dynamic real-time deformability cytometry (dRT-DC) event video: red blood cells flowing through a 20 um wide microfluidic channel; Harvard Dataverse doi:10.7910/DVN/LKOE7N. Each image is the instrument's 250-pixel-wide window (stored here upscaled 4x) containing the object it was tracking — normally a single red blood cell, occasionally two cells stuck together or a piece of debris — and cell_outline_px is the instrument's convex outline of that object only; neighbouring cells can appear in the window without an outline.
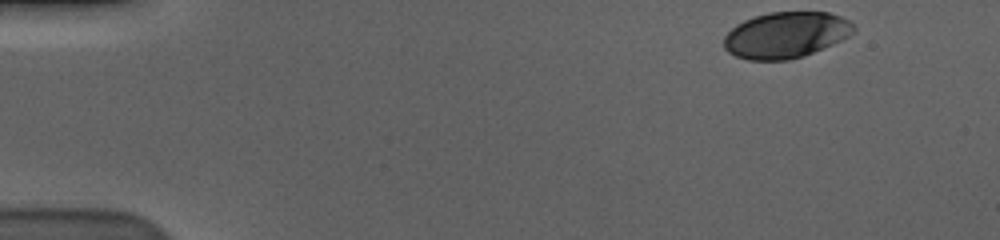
{"species": "human", "species_latin": "Homo sapiens", "temperature_condition": "cold", "stored_images_in_passage": 53, "camera_frame_rate_fps": 3000, "um_per_image_px": 0.085, "donor": {"sex": "male"}, "frame": {"image": 1, "passage_image": 1, "time_ms": 0.0, "image_size_px": [1000, 240], "cell_outline_px": [[856, 28], [848, 36], [832, 44], [804, 56], [788, 60], [748, 60], [736, 56], [728, 52], [724, 48], [724, 36], [736, 24], [744, 20], [768, 12], [828, 12], [840, 16], [848, 20]], "centroid_in_image_um": [66.77, 2.97], "position_along_channel_um": 18.2, "area_um2": 34.74}}
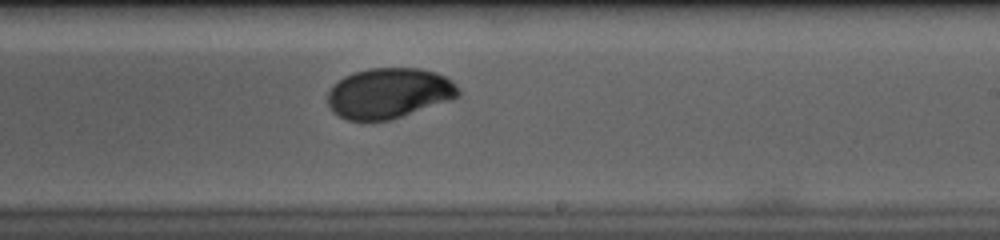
{"frame": {"image": 2, "passage_image": 31, "time_ms": 10.0, "image_size_px": [1000, 240], "cell_outline_px": [[460, 96], [452, 100], [388, 120], [348, 120], [332, 112], [328, 104], [328, 92], [332, 84], [344, 76], [356, 72], [372, 68], [420, 68], [444, 76], [452, 80], [460, 88]], "centroid_in_image_um": [33.07, 7.91], "position_along_channel_um": 255.9, "area_um2": 38.32}}
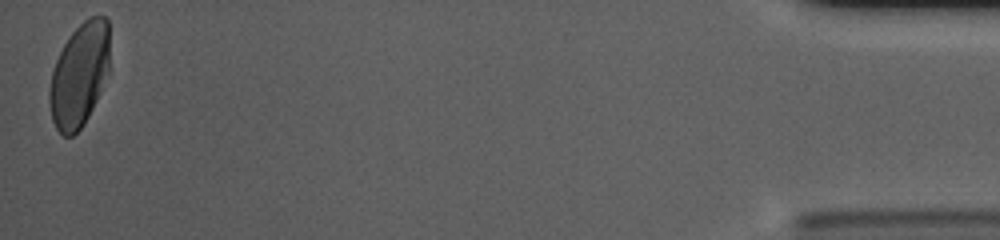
{"frame": {"image": 3, "passage_image": 53, "time_ms": 17.333, "image_size_px": [1000, 240], "cell_outline_px": [[108, 72], [100, 92], [84, 124], [72, 136], [64, 136], [56, 128], [52, 120], [48, 100], [48, 92], [52, 72], [56, 60], [64, 44], [72, 32], [84, 20], [92, 16], [104, 16], [108, 20]], "centroid_in_image_um": [6.72, 6.38], "position_along_channel_um": 428.5, "area_um2": 36.07}, "authors_computed_cell_mechanics": {"area_um2": 38.0902, "velocity_mm_per_s": 3.5495, "shape_relaxation_time_tau1_ms": 4.8063, "shape_relaxation_time_tau2_ms": 0.9735, "deformation_change_tau1": 0.1547, "deformation_change_tau2": 0.0275}}